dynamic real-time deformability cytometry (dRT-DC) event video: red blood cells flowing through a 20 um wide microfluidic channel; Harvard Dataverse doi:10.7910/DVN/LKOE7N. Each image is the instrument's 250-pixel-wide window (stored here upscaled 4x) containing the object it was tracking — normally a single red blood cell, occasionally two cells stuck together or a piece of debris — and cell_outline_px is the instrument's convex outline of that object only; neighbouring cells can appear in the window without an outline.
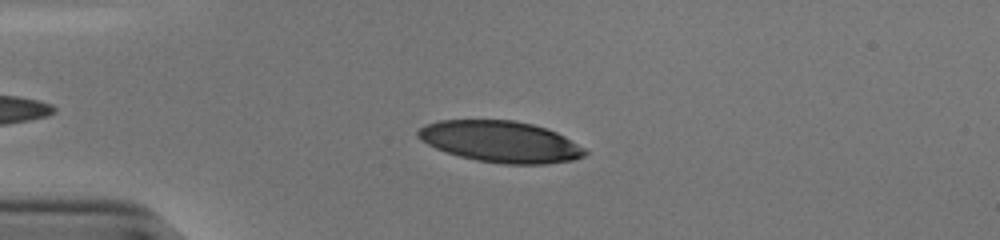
{"species": "human", "species_latin": "Homo sapiens", "temperature_condition": "cold", "stored_images_in_passage": 43, "camera_frame_rate_fps": 3000, "um_per_image_px": 0.085, "donor": {"sex": "male"}, "frame": {"image": 1, "passage_image": 8, "time_ms": 2.333, "image_size_px": [1000, 240], "cell_outline_px": [[588, 152], [584, 156], [572, 160], [544, 164], [504, 164], [476, 160], [460, 156], [436, 148], [420, 140], [416, 136], [416, 132], [424, 124], [440, 120], [512, 120], [532, 124], [548, 128], [564, 136], [584, 148]], "centroid_in_image_um": [42.53, 12.03], "position_along_channel_um": 42.5, "area_um2": 40.11}}
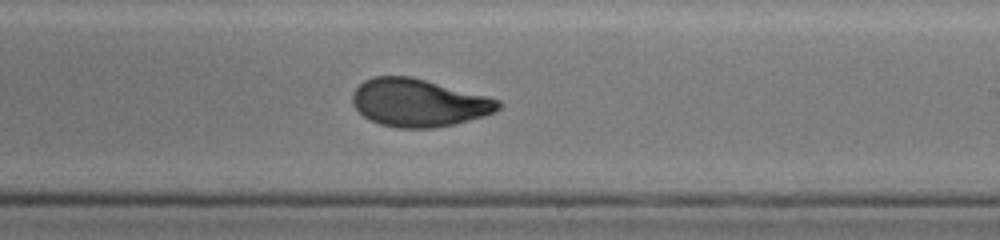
{"frame": {"image": 2, "passage_image": 27, "time_ms": 8.667, "image_size_px": [1000, 240], "cell_outline_px": [[500, 108], [496, 112], [484, 116], [456, 124], [432, 128], [396, 128], [380, 124], [364, 116], [352, 104], [352, 92], [364, 80], [372, 76], [412, 76], [500, 100]], "centroid_in_image_um": [35.57, 8.73], "position_along_channel_um": 253.4, "area_um2": 40.58}}
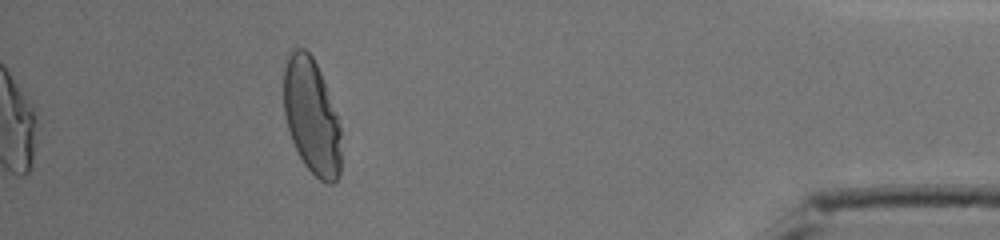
{"frame": {"image": 3, "passage_image": 43, "time_ms": 14.0, "image_size_px": [1000, 240], "cell_outline_px": [[340, 176], [332, 184], [328, 184], [320, 180], [304, 164], [292, 140], [288, 128], [284, 112], [284, 64], [292, 44], [304, 48], [312, 56], [320, 72], [340, 124]], "centroid_in_image_um": [26.47, 9.85], "position_along_channel_um": 408.7, "area_um2": 38.67}, "authors_computed_cell_mechanics": {"area_um2": 40.2288, "velocity_mm_per_s": 3.8207, "shape_relaxation_time_tau1_ms": 4.8852, "shape_relaxation_time_tau2_ms": 1.0365, "deformation_change_tau1": 0.198, "deformation_change_tau2": 0.0577}}